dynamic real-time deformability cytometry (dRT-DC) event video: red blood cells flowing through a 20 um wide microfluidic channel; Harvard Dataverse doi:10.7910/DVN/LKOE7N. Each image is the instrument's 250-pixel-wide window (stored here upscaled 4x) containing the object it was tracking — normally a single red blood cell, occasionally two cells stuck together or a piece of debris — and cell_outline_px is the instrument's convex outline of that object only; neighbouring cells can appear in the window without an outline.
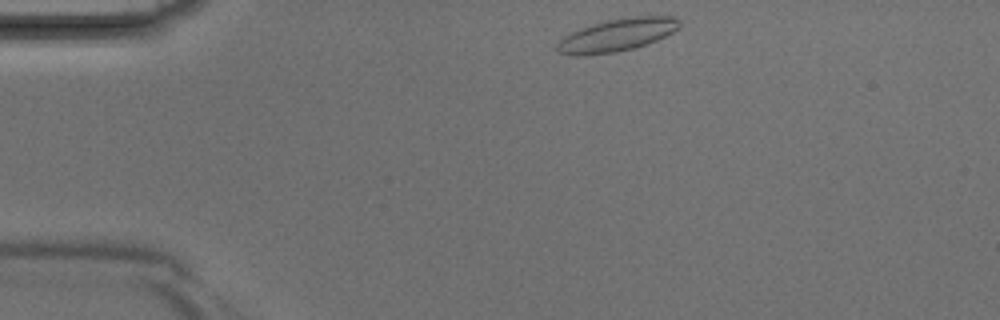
{"species": "Egyptian fruit bat (a non-hibernating species)", "species_latin": "Rousettus aegyptiacus", "temperature_condition": "room temperature", "stored_images_in_passage": 2, "camera_frame_rate_fps": 3000, "um_per_image_px": 0.085, "animal": {"sex": "male"}, "frame": {"image": 1, "passage_image": 1, "time_ms": 0.0, "image_size_px": [1000, 320], "cell_outline_px": [[680, 28], [656, 40], [632, 48], [616, 52], [584, 56], [572, 56], [560, 52], [556, 48], [556, 44], [564, 36], [580, 28], [592, 24], [608, 20], [636, 16], [676, 16], [680, 20]], "centroid_in_image_um": [52.44, 2.98], "position_along_channel_um": 32.6, "area_um2": 23.18}}